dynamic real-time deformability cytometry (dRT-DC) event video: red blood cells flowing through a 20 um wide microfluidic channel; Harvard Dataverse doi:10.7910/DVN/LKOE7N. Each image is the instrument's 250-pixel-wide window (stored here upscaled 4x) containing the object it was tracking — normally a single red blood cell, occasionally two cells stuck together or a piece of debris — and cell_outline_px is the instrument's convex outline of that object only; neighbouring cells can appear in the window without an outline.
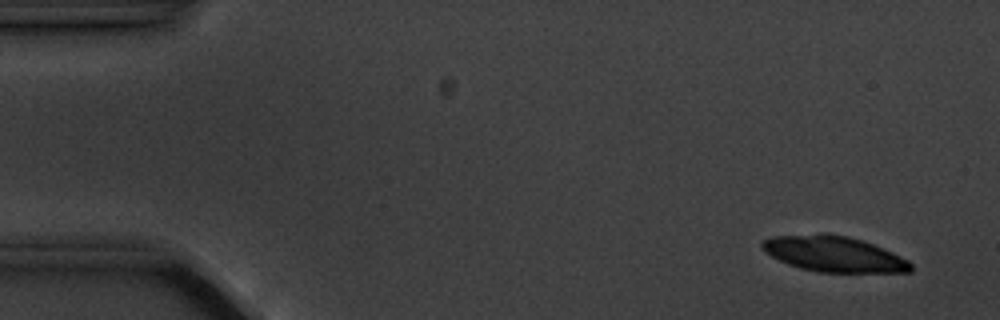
{"species": "common noctule bat (a hibernating species)", "species_latin": "Nyctalus noctula", "temperature_condition": "cold", "stored_images_in_passage": 3, "camera_frame_rate_fps": 3000, "um_per_image_px": 0.085, "animal": {"sex": "male", "body_mass_g": 20.1, "forearm_length_mm": 53.5}, "frame": {"image": 1, "passage_image": 1, "time_ms": 0.0, "image_size_px": [1000, 320], "cell_outline_px": [[912, 272], [820, 272], [800, 268], [788, 264], [764, 252], [760, 248], [760, 244], [764, 240], [772, 236], [820, 232], [824, 232], [848, 236], [872, 244], [892, 252], [908, 260], [912, 264]], "centroid_in_image_um": [70.83, 21.57], "position_along_channel_um": 14.2, "area_um2": 31.04}}